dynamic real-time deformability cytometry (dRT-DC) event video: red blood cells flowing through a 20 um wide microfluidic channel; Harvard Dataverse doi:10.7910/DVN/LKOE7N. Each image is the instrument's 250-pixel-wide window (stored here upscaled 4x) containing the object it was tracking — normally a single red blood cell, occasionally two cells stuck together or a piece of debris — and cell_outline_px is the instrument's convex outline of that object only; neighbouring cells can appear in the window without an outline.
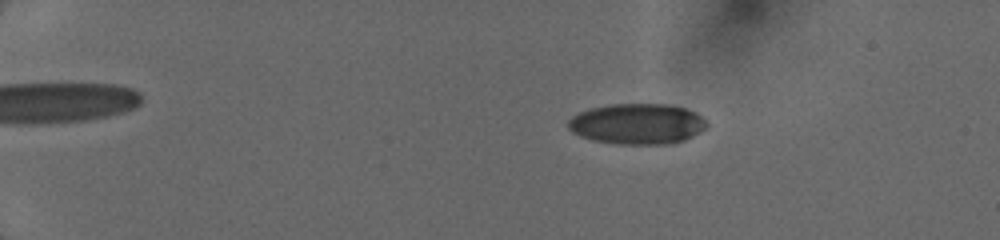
{"species": "human", "species_latin": "Homo sapiens", "temperature_condition": "cold", "stored_images_in_passage": 12, "camera_frame_rate_fps": 3000, "um_per_image_px": 0.085, "donor": {"sex": "female"}, "frame": {"image": 1, "passage_image": 5, "time_ms": 2.667, "image_size_px": [1000, 240], "cell_outline_px": [[708, 124], [704, 128], [692, 136], [684, 140], [668, 144], [620, 144], [592, 140], [580, 136], [572, 132], [568, 128], [568, 120], [572, 116], [580, 112], [592, 108], [608, 104], [672, 104], [688, 108], [696, 112]], "centroid_in_image_um": [54.16, 10.52], "position_along_channel_um": 30.8, "area_um2": 32.89}}
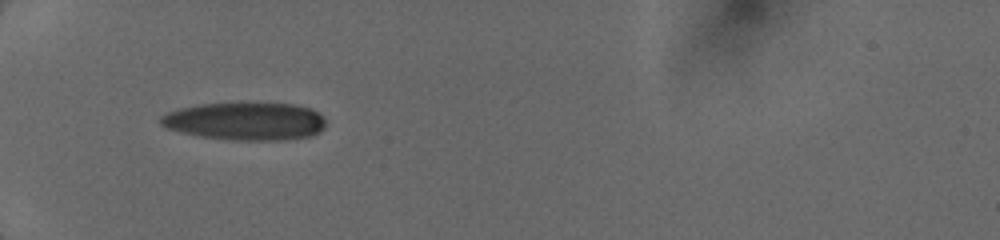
{"frame": {"image": 2, "passage_image": 10, "time_ms": 5.667, "image_size_px": [1000, 240], "cell_outline_px": [[324, 128], [320, 132], [312, 136], [280, 140], [236, 140], [200, 136], [168, 128], [160, 124], [160, 116], [168, 112], [180, 108], [196, 104], [240, 100], [296, 104], [312, 108], [324, 116]], "centroid_in_image_um": [20.89, 10.25], "position_along_channel_um": 64.1, "area_um2": 37.57}}
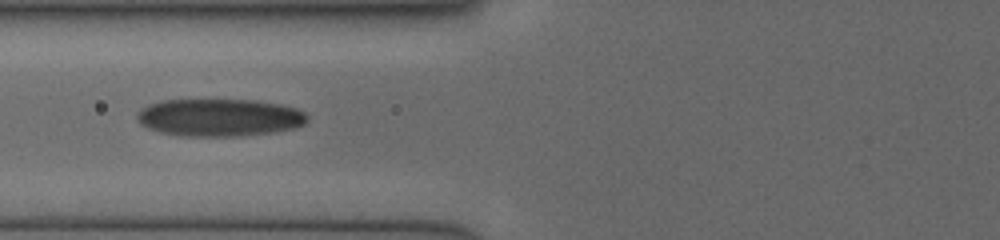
{"frame": {"image": 3, "passage_image": 11, "time_ms": 7.0, "image_size_px": [1000, 240], "cell_outline_px": [[308, 120], [304, 124], [296, 128], [276, 132], [240, 136], [188, 136], [160, 132], [148, 128], [140, 124], [136, 116], [136, 112], [140, 108], [148, 104], [160, 100], [260, 100], [284, 104], [296, 108], [304, 112], [308, 116]], "centroid_in_image_um": [18.68, 9.98], "position_along_channel_um": 107.1, "area_um2": 37.74}}